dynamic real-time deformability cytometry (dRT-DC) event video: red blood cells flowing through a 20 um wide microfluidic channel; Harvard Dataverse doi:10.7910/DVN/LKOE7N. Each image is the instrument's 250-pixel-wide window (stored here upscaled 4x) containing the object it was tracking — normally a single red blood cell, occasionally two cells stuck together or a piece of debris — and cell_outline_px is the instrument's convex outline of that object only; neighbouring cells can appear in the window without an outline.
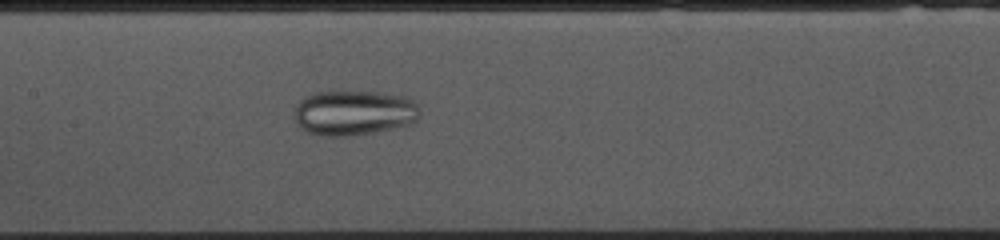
{"species": "common noctule bat (a hibernating species)", "species_latin": "Nyctalus noctula", "temperature_condition": "cold", "stored_images_in_passage": 40, "camera_frame_rate_fps": 3000, "um_per_image_px": 0.085, "animal": {"sex": "female", "body_mass_g": 10.0, "forearm_length_mm": 53.1}, "frame": {"image": 1, "passage_image": 11, "time_ms": 3.333, "image_size_px": [1000, 240], "cell_outline_px": [[420, 116], [416, 120], [408, 124], [372, 132], [352, 136], [328, 136], [308, 132], [300, 128], [296, 120], [296, 108], [300, 100], [312, 92], [376, 92], [404, 96], [412, 100], [416, 104], [420, 112]], "centroid_in_image_um": [30.08, 9.58], "position_along_channel_um": 177.3, "area_um2": 32.54}}
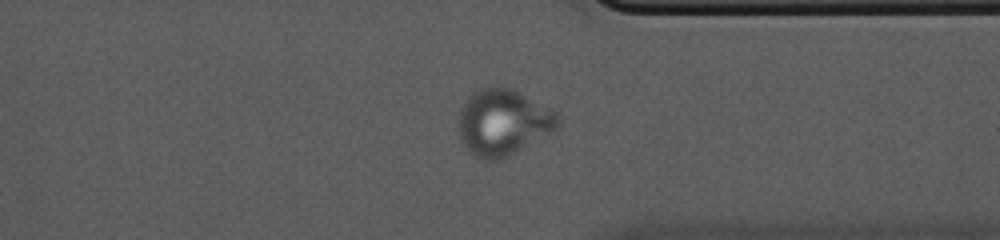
{"frame": {"image": 2, "passage_image": 27, "time_ms": 8.667, "image_size_px": [1000, 240], "cell_outline_px": [[560, 124], [556, 128], [512, 152], [496, 160], [484, 160], [468, 152], [460, 140], [456, 124], [460, 108], [468, 96], [472, 92], [480, 88], [508, 88], [552, 108], [560, 116]], "centroid_in_image_um": [42.68, 10.38], "position_along_channel_um": 368.7, "area_um2": 37.74}}
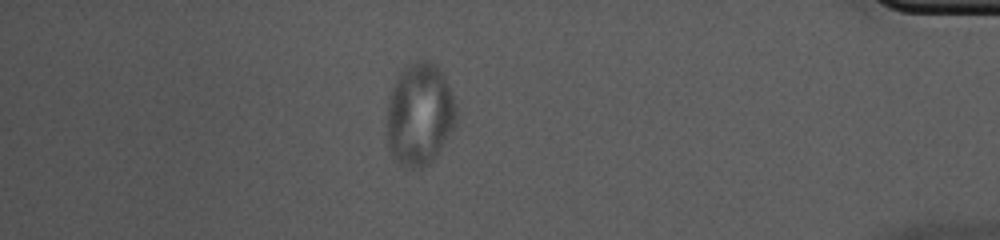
{"frame": {"image": 3, "passage_image": 33, "time_ms": 10.667, "image_size_px": [1000, 240], "cell_outline_px": [[456, 124], [436, 156], [424, 168], [404, 168], [392, 156], [388, 148], [388, 104], [396, 76], [408, 64], [416, 60], [428, 60], [436, 64], [440, 68], [444, 76], [456, 104]], "centroid_in_image_um": [35.68, 9.72], "position_along_channel_um": 399.5, "area_um2": 41.56}}